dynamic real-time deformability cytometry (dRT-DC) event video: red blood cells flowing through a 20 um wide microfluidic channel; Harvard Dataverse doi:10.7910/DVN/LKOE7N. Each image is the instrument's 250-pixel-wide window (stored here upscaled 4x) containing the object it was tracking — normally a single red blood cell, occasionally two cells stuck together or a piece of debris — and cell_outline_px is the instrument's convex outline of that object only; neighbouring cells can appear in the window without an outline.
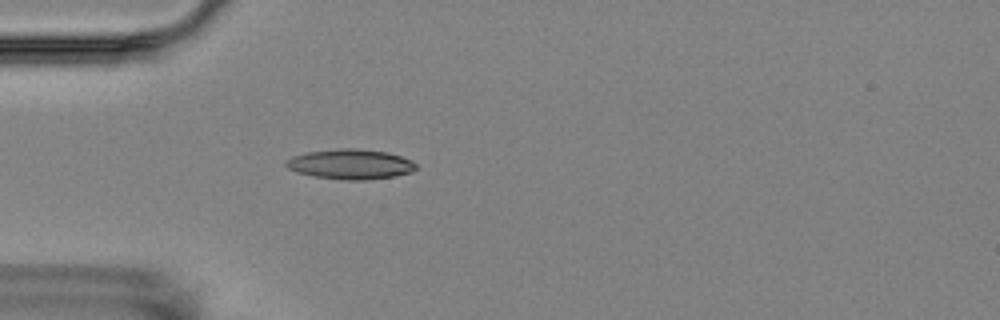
{"species": "Egyptian fruit bat (a non-hibernating species)", "species_latin": "Rousettus aegyptiacus", "temperature_condition": "room temperature", "stored_images_in_passage": 3, "camera_frame_rate_fps": 3000, "um_per_image_px": 0.085, "animal": {"sex": "female"}, "frame": {"image": 1, "passage_image": 3, "time_ms": 2.333, "image_size_px": [1000, 320], "cell_outline_px": [[416, 168], [412, 172], [396, 176], [364, 180], [348, 180], [312, 176], [296, 172], [288, 168], [284, 164], [284, 160], [292, 156], [308, 152], [340, 148], [352, 148], [388, 152], [400, 156], [416, 164]], "centroid_in_image_um": [29.75, 13.96], "position_along_channel_um": 55.2, "area_um2": 22.72}}